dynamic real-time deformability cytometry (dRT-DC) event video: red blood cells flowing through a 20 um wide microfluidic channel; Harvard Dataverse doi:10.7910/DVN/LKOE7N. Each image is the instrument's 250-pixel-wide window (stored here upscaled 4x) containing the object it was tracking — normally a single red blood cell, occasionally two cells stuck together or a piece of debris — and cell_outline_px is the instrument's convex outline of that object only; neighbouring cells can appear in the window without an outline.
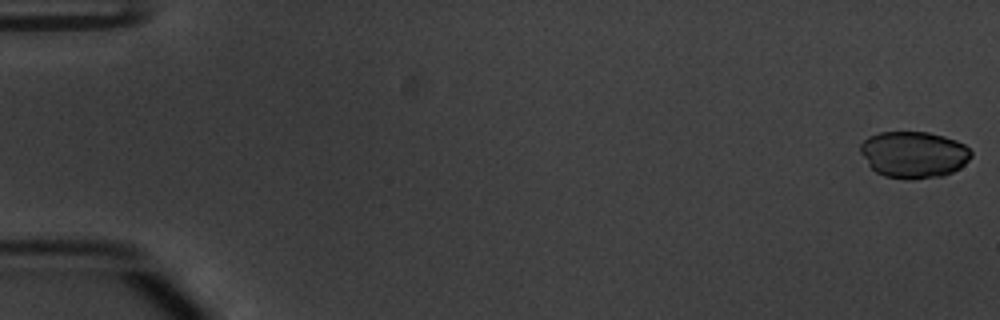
{"species": "common noctule bat (a hibernating species)", "species_latin": "Nyctalus noctula", "temperature_condition": "warm", "stored_images_in_passage": 53, "camera_frame_rate_fps": 3000, "um_per_image_px": 0.085, "animal": {"sex": "male", "body_mass_g": 20.1, "forearm_length_mm": 53.5}, "frame": {"image": 1, "passage_image": 1, "time_ms": 0.0, "image_size_px": [1000, 320], "cell_outline_px": [[972, 156], [960, 168], [944, 176], [912, 180], [908, 180], [884, 176], [876, 172], [868, 164], [860, 152], [860, 144], [868, 136], [880, 132], [928, 132], [944, 136], [956, 140], [964, 144], [972, 152]], "centroid_in_image_um": [77.67, 13.15], "position_along_channel_um": 7.3, "area_um2": 30.35}}